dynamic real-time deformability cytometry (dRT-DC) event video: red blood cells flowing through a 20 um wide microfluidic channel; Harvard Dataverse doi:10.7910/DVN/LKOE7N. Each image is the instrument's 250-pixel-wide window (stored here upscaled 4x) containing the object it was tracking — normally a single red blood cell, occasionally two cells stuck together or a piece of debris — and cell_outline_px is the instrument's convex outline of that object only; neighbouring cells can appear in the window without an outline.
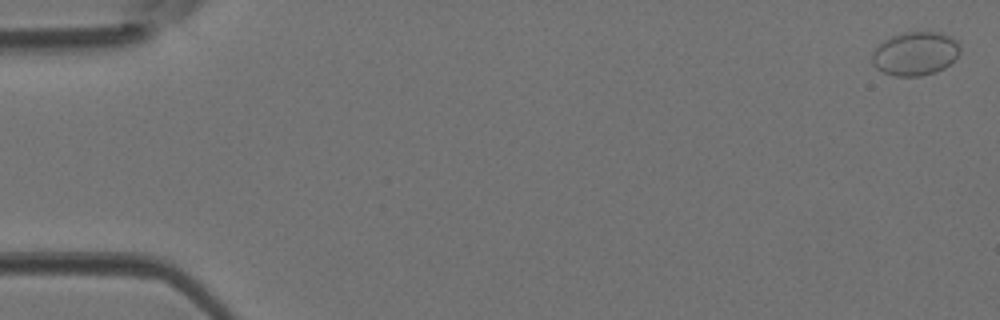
{"species": "Egyptian fruit bat (a non-hibernating species)", "species_latin": "Rousettus aegyptiacus", "temperature_condition": "room temperature", "stored_images_in_passage": 46, "segment_of_instrument_passage": [1, 2], "camera_frame_rate_fps": 3000, "um_per_image_px": 0.085, "animal": {"sex": "female"}, "frame": {"image": 1, "passage_image": 1, "time_ms": 0.0, "image_size_px": [1000, 320], "cell_outline_px": [[960, 52], [944, 68], [936, 72], [920, 76], [896, 76], [884, 72], [876, 68], [872, 64], [872, 52], [884, 40], [892, 36], [904, 32], [940, 32], [952, 36], [956, 40], [960, 48]], "centroid_in_image_um": [77.79, 4.55], "position_along_channel_um": 7.2, "area_um2": 22.31}}
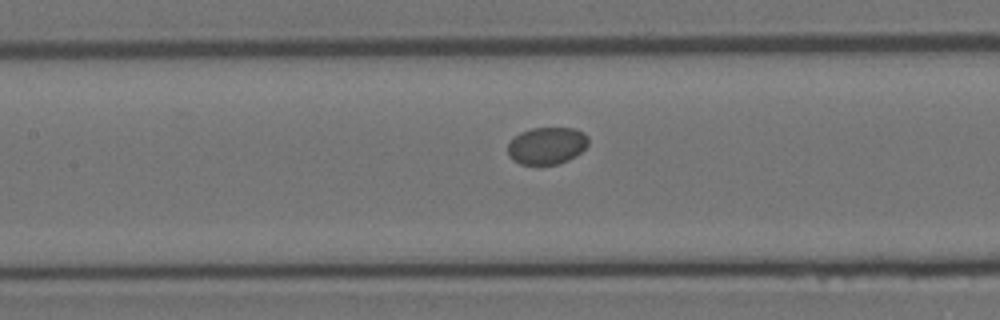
{"frame": {"image": 2, "passage_image": 21, "time_ms": 6.667, "image_size_px": [1000, 320], "cell_outline_px": [[588, 144], [580, 152], [568, 160], [560, 164], [520, 164], [512, 160], [508, 156], [508, 144], [520, 132], [532, 128], [576, 128], [584, 132], [588, 136]], "centroid_in_image_um": [46.48, 12.38], "position_along_channel_um": 160.9, "area_um2": 17.46}}
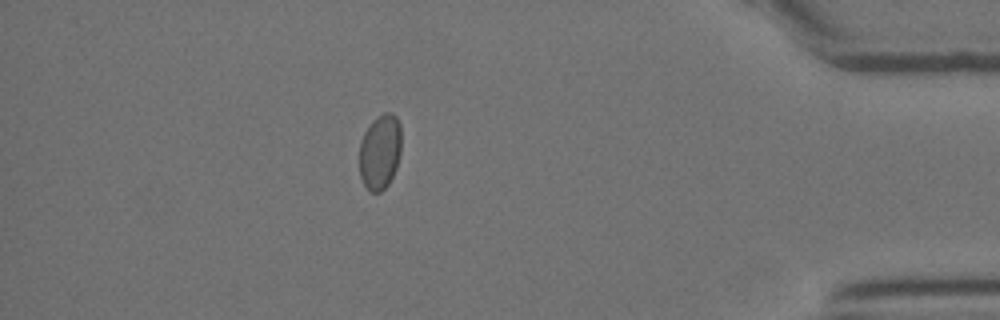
{"frame": {"image": 3, "passage_image": 40, "time_ms": 13.0, "image_size_px": [1000, 320], "cell_outline_px": [[400, 152], [396, 168], [388, 184], [380, 192], [372, 192], [364, 184], [360, 176], [360, 140], [364, 132], [372, 120], [376, 116], [384, 112], [392, 112], [396, 116], [400, 124]], "centroid_in_image_um": [32.29, 12.86], "position_along_channel_um": 402.9, "area_um2": 18.38}}